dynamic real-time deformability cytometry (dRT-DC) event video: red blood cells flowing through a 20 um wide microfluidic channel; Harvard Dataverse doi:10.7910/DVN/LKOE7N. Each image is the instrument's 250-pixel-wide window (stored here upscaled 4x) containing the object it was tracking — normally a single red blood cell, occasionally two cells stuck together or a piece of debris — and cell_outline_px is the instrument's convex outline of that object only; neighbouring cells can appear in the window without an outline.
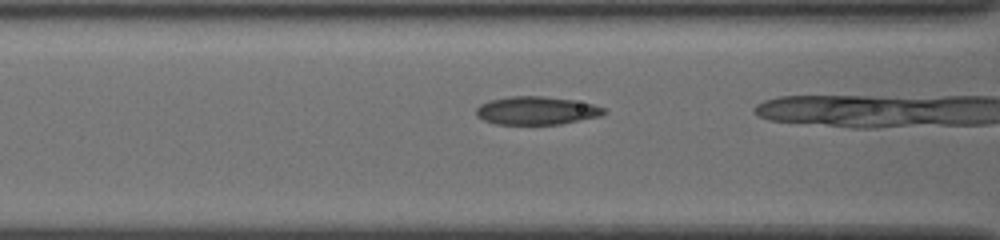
{"species": "common noctule bat (a hibernating species)", "species_latin": "Nyctalus noctula", "temperature_condition": "cold", "stored_images_in_passage": 22, "camera_frame_rate_fps": 3000, "um_per_image_px": 0.085, "animal": {"sex": "female", "body_mass_g": 19.5, "forearm_length_mm": 54.1}, "frame": {"image": 1, "passage_image": 21, "time_ms": 6.667, "image_size_px": [1000, 240], "cell_outline_px": [[608, 112], [604, 116], [560, 124], [496, 124], [484, 120], [476, 116], [476, 108], [480, 104], [488, 100], [508, 96], [544, 96], [572, 100], [592, 104], [604, 108]], "centroid_in_image_um": [45.61, 9.4], "position_along_channel_um": 121.0, "area_um2": 21.15}}